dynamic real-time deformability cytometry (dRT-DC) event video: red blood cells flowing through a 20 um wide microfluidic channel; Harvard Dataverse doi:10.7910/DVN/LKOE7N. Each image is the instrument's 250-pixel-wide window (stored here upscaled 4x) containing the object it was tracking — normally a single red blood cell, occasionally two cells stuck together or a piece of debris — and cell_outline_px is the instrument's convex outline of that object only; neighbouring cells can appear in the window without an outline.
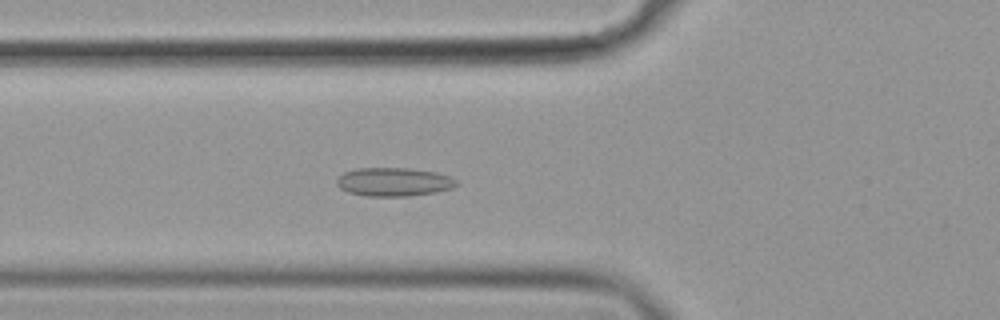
{"species": "common noctule bat (a hibernating species)", "species_latin": "Nyctalus noctula", "temperature_condition": "cold", "stored_images_in_passage": 57, "camera_frame_rate_fps": 3000, "um_per_image_px": 0.085, "animal": {"sex": "female", "body_mass_g": 19.9}, "frame": {"image": 1, "passage_image": 20, "time_ms": 6.333, "image_size_px": [1000, 320], "cell_outline_px": [[460, 184], [452, 188], [436, 192], [404, 196], [364, 196], [348, 192], [340, 188], [336, 184], [336, 180], [344, 172], [356, 168], [408, 168], [436, 172], [448, 176], [456, 180]], "centroid_in_image_um": [33.46, 15.46], "position_along_channel_um": 92.3, "area_um2": 19.94}}
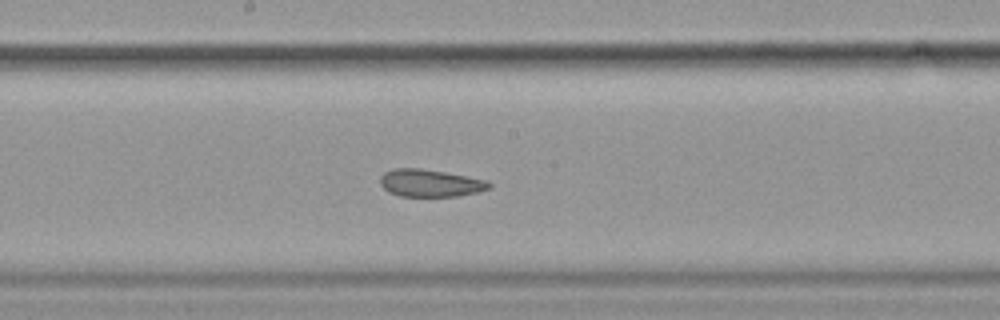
{"frame": {"image": 2, "passage_image": 30, "time_ms": 9.667, "image_size_px": [1000, 320], "cell_outline_px": [[492, 188], [476, 192], [456, 196], [400, 196], [388, 192], [380, 184], [380, 176], [384, 172], [392, 168], [420, 168], [444, 172], [488, 180], [492, 184]], "centroid_in_image_um": [36.55, 15.55], "position_along_channel_um": 211.6, "area_um2": 17.46}}
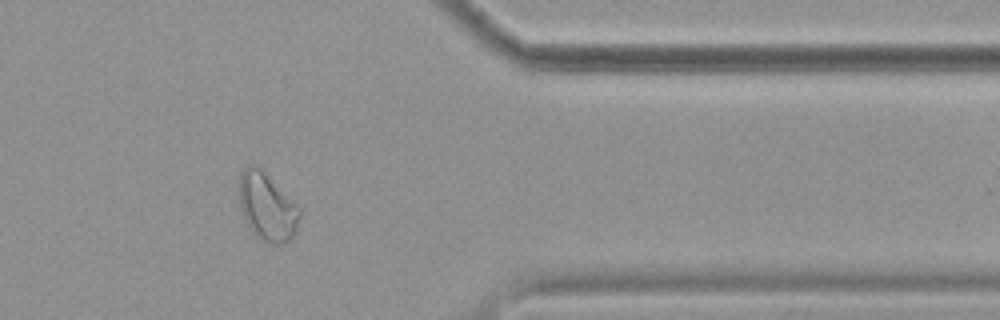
{"frame": {"image": 3, "passage_image": 46, "time_ms": 15.0, "image_size_px": [1000, 320], "cell_outline_px": [[300, 216], [296, 232], [284, 244], [268, 244], [260, 240], [252, 232], [240, 208], [236, 184], [240, 172], [248, 164], [256, 164], [300, 208]], "centroid_in_image_um": [22.65, 17.57], "position_along_channel_um": 388.7, "area_um2": 24.22}, "authors_computed_cell_mechanics": {"area_um2": 21.0392, "velocity_mm_per_s": 3.5771, "shape_relaxation_time_tau1_ms": null, "shape_relaxation_time_tau2_ms": 2.7007, "deformation_change_tau1": null, "deformation_change_tau2": 0.0869}}